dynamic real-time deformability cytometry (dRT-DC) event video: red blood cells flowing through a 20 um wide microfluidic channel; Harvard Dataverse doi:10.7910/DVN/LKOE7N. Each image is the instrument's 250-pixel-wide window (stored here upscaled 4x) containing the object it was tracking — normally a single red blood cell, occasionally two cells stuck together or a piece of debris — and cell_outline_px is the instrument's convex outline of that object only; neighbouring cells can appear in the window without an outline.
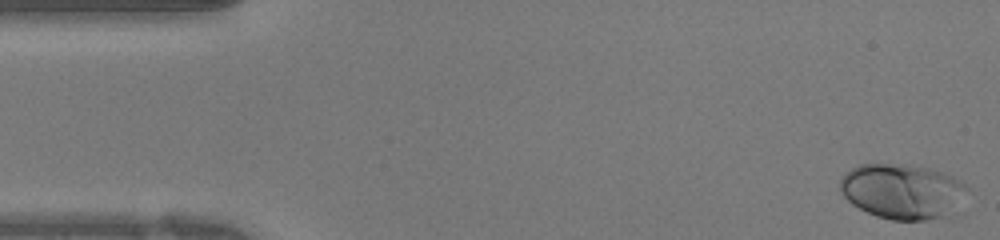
{"species": "human", "species_latin": "Homo sapiens", "temperature_condition": "warm", "stored_images_in_passage": 41, "camera_frame_rate_fps": 3000, "um_per_image_px": 0.085, "donor": {"sex": "female"}, "frame": {"image": 1, "passage_image": 1, "time_ms": 0.0, "image_size_px": [1000, 240], "cell_outline_px": [[968, 188], [940, 216], [924, 220], [892, 220], [876, 216], [852, 204], [844, 196], [840, 188], [840, 180], [852, 168], [860, 164], [888, 164], [928, 168], [952, 176], [964, 184]], "centroid_in_image_um": [76.57, 16.24], "position_along_channel_um": 8.4, "area_um2": 39.02}}
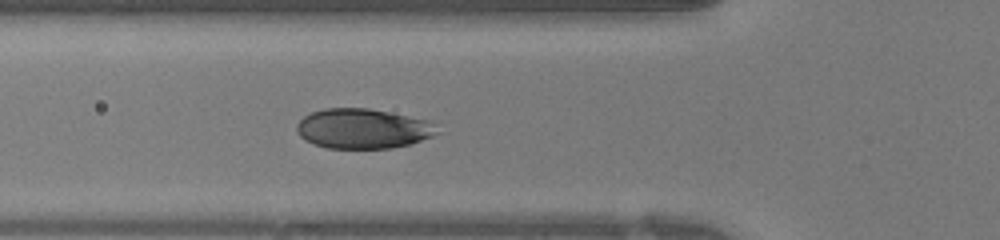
{"frame": {"image": 2, "passage_image": 14, "time_ms": 4.333, "image_size_px": [1000, 240], "cell_outline_px": [[440, 132], [432, 136], [408, 144], [392, 148], [328, 148], [304, 140], [296, 132], [296, 124], [304, 116], [312, 112], [324, 108], [368, 108], [432, 120]], "centroid_in_image_um": [30.85, 10.92], "position_along_channel_um": 94.9, "area_um2": 32.77}}
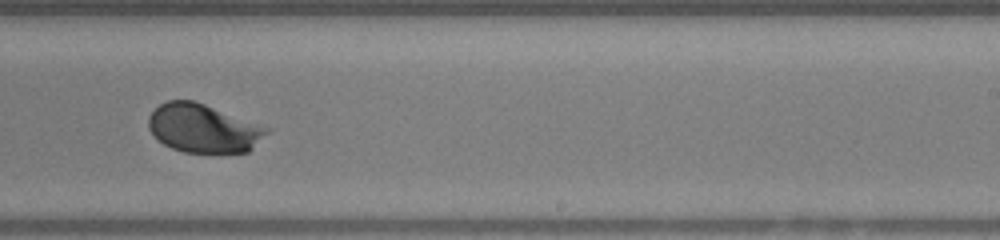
{"frame": {"image": 3, "passage_image": 25, "time_ms": 8.0, "image_size_px": [1000, 240], "cell_outline_px": [[272, 128], [248, 152], [184, 152], [172, 148], [164, 144], [148, 128], [148, 116], [160, 104], [168, 100], [192, 100], [204, 104]], "centroid_in_image_um": [17.29, 10.9], "position_along_channel_um": 271.7, "area_um2": 33.12}}